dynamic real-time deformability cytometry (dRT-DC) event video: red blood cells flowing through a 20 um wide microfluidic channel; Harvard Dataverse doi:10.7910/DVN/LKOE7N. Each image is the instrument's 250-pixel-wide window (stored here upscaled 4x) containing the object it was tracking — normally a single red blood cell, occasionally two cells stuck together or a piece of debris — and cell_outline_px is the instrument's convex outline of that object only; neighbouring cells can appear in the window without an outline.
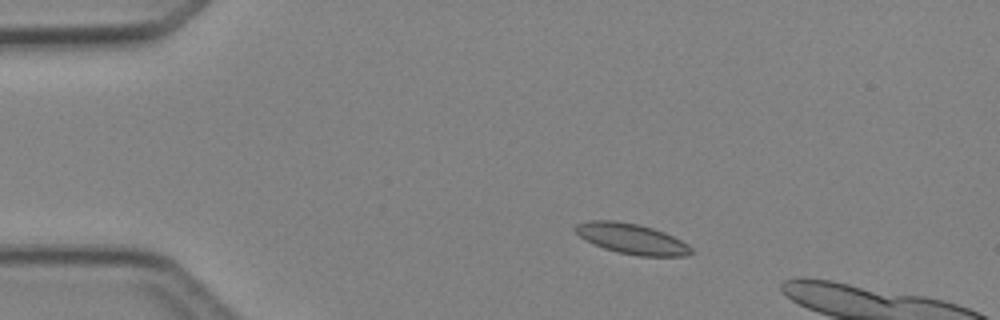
{"species": "Egyptian fruit bat (a non-hibernating species)", "species_latin": "Rousettus aegyptiacus", "temperature_condition": "cold", "stored_images_in_passage": 6, "camera_frame_rate_fps": 3000, "um_per_image_px": 0.085, "animal": {"sex": "female"}, "frame": {"image": 1, "passage_image": 2, "time_ms": 1.333, "image_size_px": [1000, 320], "cell_outline_px": [[692, 252], [688, 256], [640, 256], [616, 252], [604, 248], [584, 240], [572, 228], [576, 224], [588, 220], [612, 220], [640, 224], [664, 232], [688, 244], [692, 248]], "centroid_in_image_um": [53.67, 20.29], "position_along_channel_um": 31.3, "area_um2": 20.63}}
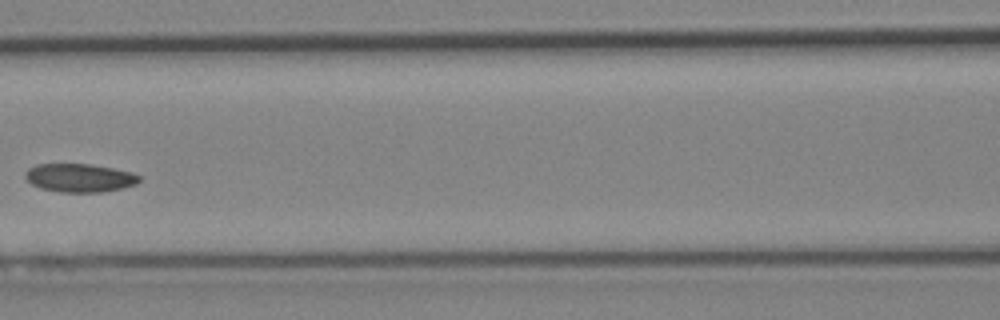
{"frame": {"image": 2, "passage_image": 5, "time_ms": 5.667, "image_size_px": [1000, 320], "cell_outline_px": [[140, 180], [136, 184], [124, 188], [104, 192], [60, 192], [40, 188], [32, 184], [24, 176], [24, 172], [28, 168], [36, 164], [92, 164], [132, 172], [140, 176]], "centroid_in_image_um": [6.77, 15.12], "position_along_channel_um": 159.8, "area_um2": 19.02}}
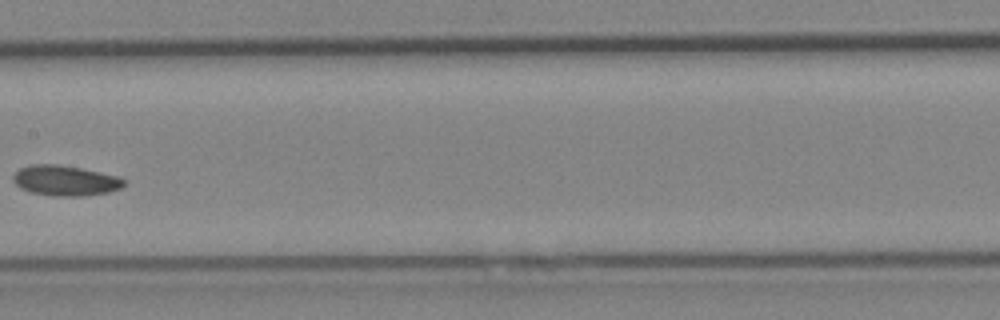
{"frame": {"image": 3, "passage_image": 6, "time_ms": 6.667, "image_size_px": [1000, 320], "cell_outline_px": [[124, 184], [120, 188], [108, 192], [84, 196], [52, 196], [32, 192], [20, 188], [12, 180], [12, 176], [20, 168], [28, 164], [56, 164], [80, 168], [116, 176], [124, 180]], "centroid_in_image_um": [5.49, 15.35], "position_along_channel_um": 201.9, "area_um2": 19.42}}